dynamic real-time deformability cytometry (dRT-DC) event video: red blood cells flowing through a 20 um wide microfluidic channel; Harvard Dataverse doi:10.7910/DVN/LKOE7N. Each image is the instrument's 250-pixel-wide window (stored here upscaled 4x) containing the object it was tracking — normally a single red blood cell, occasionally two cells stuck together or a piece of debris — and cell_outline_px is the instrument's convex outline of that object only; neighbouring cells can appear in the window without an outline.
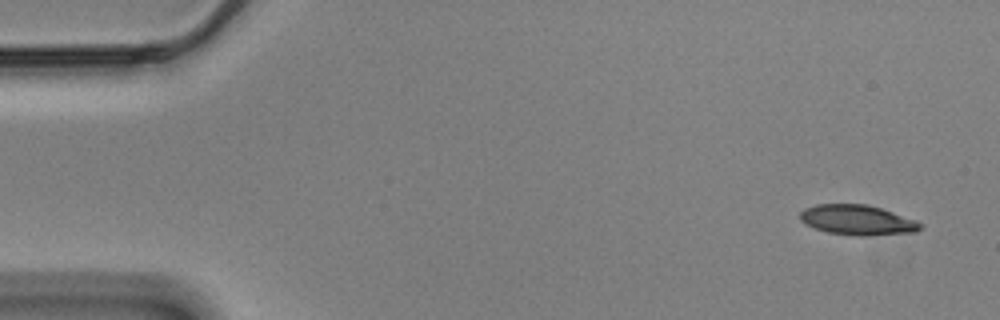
{"species": "Egyptian fruit bat (a non-hibernating species)", "species_latin": "Rousettus aegyptiacus", "temperature_condition": "cold", "stored_images_in_passage": 55, "camera_frame_rate_fps": 3000, "um_per_image_px": 0.085, "animal": {"sex": "male"}, "frame": {"image": 1, "passage_image": 1, "time_ms": 0.0, "image_size_px": [1000, 320], "cell_outline_px": [[924, 228], [916, 232], [864, 236], [856, 236], [828, 232], [804, 224], [800, 220], [800, 212], [804, 208], [816, 204], [868, 204], [916, 220], [924, 224]], "centroid_in_image_um": [72.9, 18.7], "position_along_channel_um": 12.1, "area_um2": 21.21}}
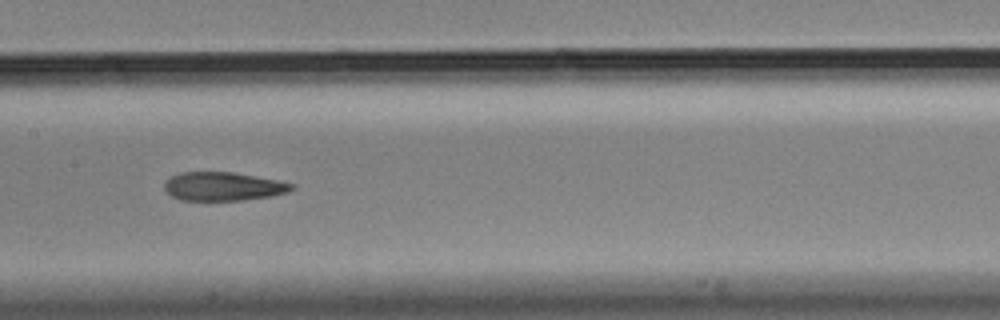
{"frame": {"image": 2, "passage_image": 26, "time_ms": 8.333, "image_size_px": [1000, 320], "cell_outline_px": [[296, 188], [288, 192], [272, 196], [240, 200], [180, 200], [172, 196], [164, 188], [164, 184], [172, 176], [180, 172], [232, 172], [276, 180], [296, 184]], "centroid_in_image_um": [19.0, 15.85], "position_along_channel_um": 188.4, "area_um2": 21.1}}
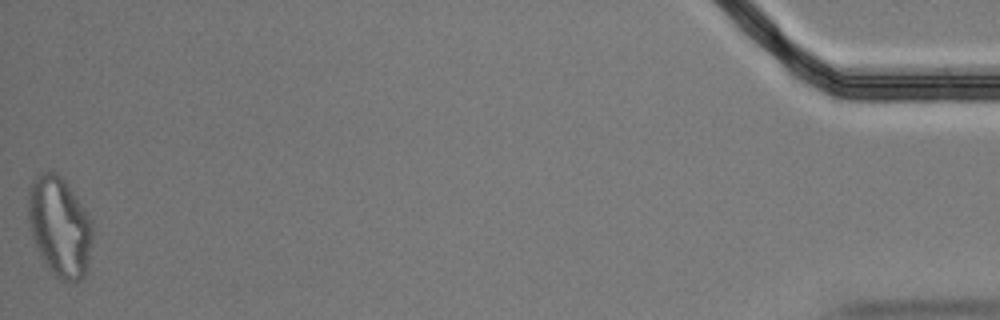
{"frame": {"image": 3, "passage_image": 55, "time_ms": 18.0, "image_size_px": [1000, 320], "cell_outline_px": [[92, 240], [88, 260], [84, 276], [80, 280], [64, 280], [56, 276], [48, 268], [40, 256], [32, 240], [28, 220], [28, 192], [32, 180], [36, 176], [44, 172], [56, 172], [64, 180], [88, 212], [92, 220]], "centroid_in_image_um": [5.05, 19.24], "position_along_channel_um": 430.2, "area_um2": 37.4}, "authors_computed_cell_mechanics": {"area_um2": 22.253, "velocity_mm_per_s": 3.496, "shape_relaxation_time_tau1_ms": 7.2598, "shape_relaxation_time_tau2_ms": 2.8454, "deformation_change_tau1": 0.2239, "deformation_change_tau2": 0.116}}